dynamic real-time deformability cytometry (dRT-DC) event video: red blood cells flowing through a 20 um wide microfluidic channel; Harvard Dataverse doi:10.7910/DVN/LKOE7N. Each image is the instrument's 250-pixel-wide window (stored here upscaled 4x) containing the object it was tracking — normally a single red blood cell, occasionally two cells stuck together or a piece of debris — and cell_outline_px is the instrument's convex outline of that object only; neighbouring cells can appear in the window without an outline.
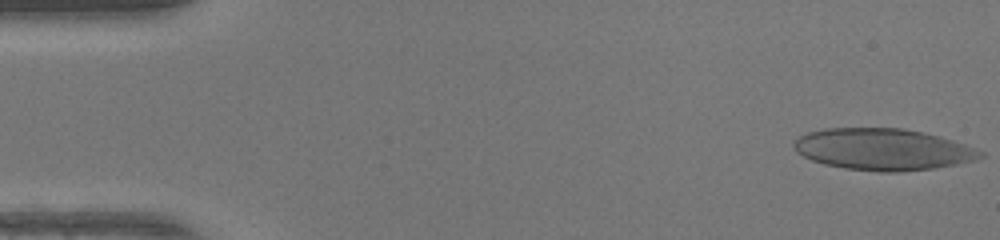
{"species": "human", "species_latin": "Homo sapiens", "temperature_condition": "warm", "stored_images_in_passage": 47, "camera_frame_rate_fps": 3000, "um_per_image_px": 0.085, "donor": {"sex": "female"}, "frame": {"image": 1, "passage_image": 1, "time_ms": 0.0, "image_size_px": [1000, 240], "cell_outline_px": [[984, 156], [976, 160], [936, 168], [896, 172], [876, 172], [844, 168], [824, 164], [812, 160], [796, 152], [792, 148], [792, 144], [800, 136], [808, 132], [828, 128], [904, 128], [924, 132], [940, 136], [964, 144], [984, 152]], "centroid_in_image_um": [75.05, 12.7], "position_along_channel_um": 10.0, "area_um2": 45.37}}
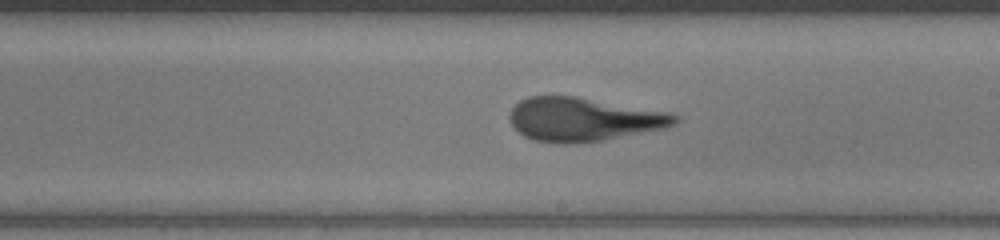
{"frame": {"image": 2, "passage_image": 27, "time_ms": 8.667, "image_size_px": [1000, 240], "cell_outline_px": [[680, 120], [676, 124], [664, 128], [604, 140], [568, 144], [556, 144], [536, 140], [524, 136], [512, 124], [508, 116], [512, 108], [520, 100], [528, 96], [576, 96], [668, 112], [680, 116]], "centroid_in_image_um": [49.59, 10.14], "position_along_channel_um": 239.4, "area_um2": 41.96}}
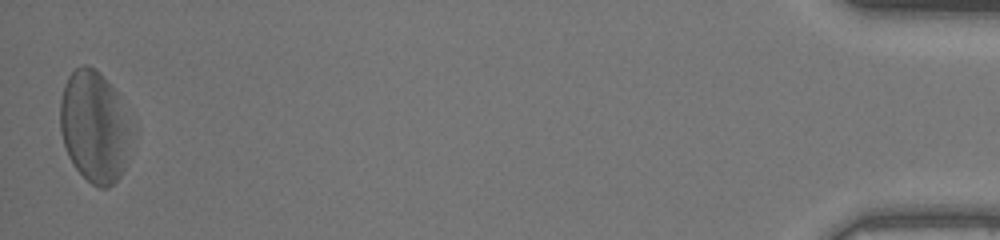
{"frame": {"image": 3, "passage_image": 47, "time_ms": 15.333, "image_size_px": [1000, 240], "cell_outline_px": [[128, 132], [124, 168], [120, 176], [108, 188], [100, 188], [92, 184], [72, 164], [68, 156], [64, 144], [60, 128], [60, 100], [64, 84], [68, 76], [76, 68], [84, 64], [96, 68], [120, 96], [128, 128]], "centroid_in_image_um": [7.96, 10.74], "position_along_channel_um": 427.2, "area_um2": 45.37}, "authors_computed_cell_mechanics": {"area_um2": 43.1766, "velocity_mm_per_s": 4.2695, "shape_relaxation_time_tau1_ms": 5.3934, "shape_relaxation_time_tau2_ms": 1.4456, "deformation_change_tau1": 0.22, "deformation_change_tau2": 0.1107}}